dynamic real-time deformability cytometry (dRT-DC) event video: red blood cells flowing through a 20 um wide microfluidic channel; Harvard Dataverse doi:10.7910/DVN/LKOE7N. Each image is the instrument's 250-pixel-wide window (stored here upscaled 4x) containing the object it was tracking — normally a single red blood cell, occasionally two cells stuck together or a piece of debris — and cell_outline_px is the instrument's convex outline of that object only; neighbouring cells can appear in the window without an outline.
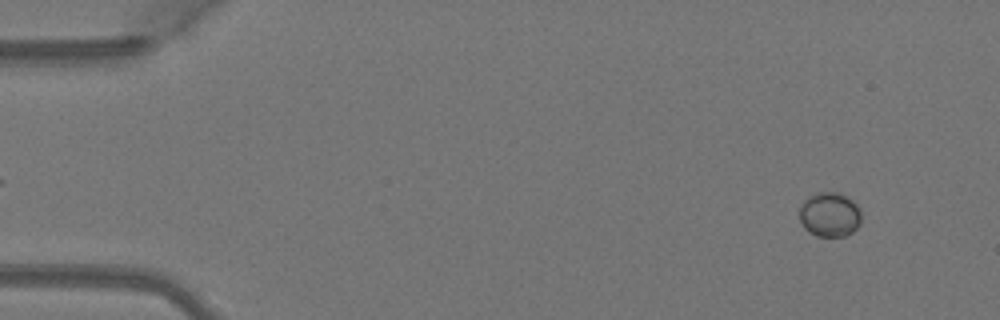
{"species": "Egyptian fruit bat (a non-hibernating species)", "species_latin": "Rousettus aegyptiacus", "temperature_condition": "warm", "stored_images_in_passage": 50, "camera_frame_rate_fps": 3000, "um_per_image_px": 0.085, "animal": {"sex": "female"}, "frame": {"image": 1, "passage_image": 4, "time_ms": 1.0, "image_size_px": [1000, 320], "cell_outline_px": [[860, 224], [852, 232], [844, 236], [816, 236], [808, 232], [804, 228], [800, 220], [800, 208], [804, 200], [808, 196], [816, 192], [840, 192], [848, 196], [860, 208]], "centroid_in_image_um": [70.52, 18.22], "position_along_channel_um": 14.5, "area_um2": 16.24}}
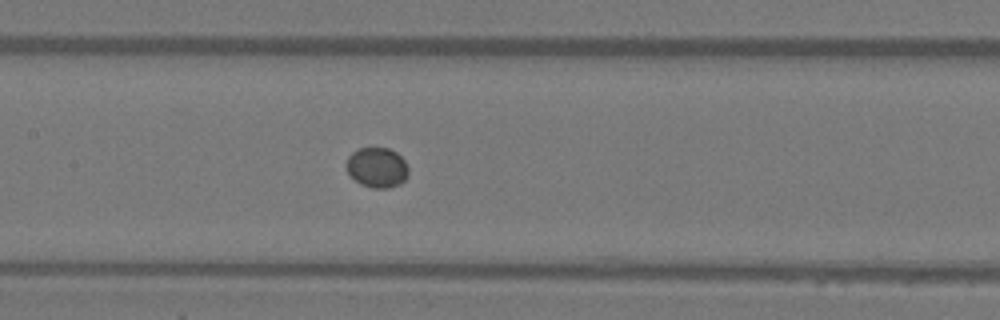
{"frame": {"image": 2, "passage_image": 24, "time_ms": 7.667, "image_size_px": [1000, 320], "cell_outline_px": [[408, 176], [400, 184], [388, 188], [372, 188], [360, 184], [348, 172], [348, 156], [352, 152], [360, 148], [388, 148], [396, 152], [404, 160], [408, 168]], "centroid_in_image_um": [32.08, 14.24], "position_along_channel_um": 175.3, "area_um2": 14.33}}
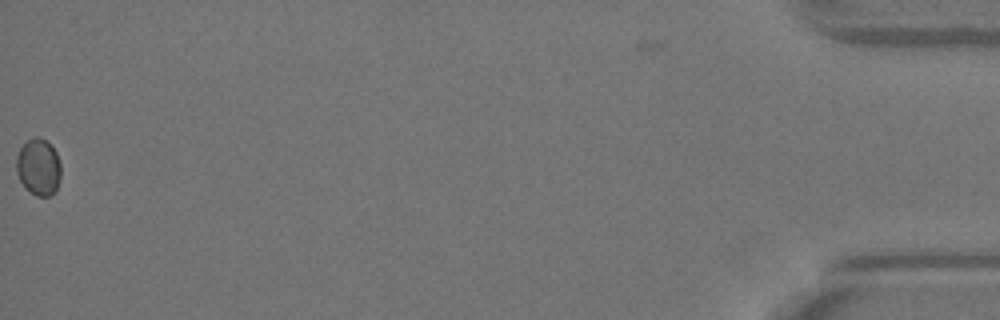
{"frame": {"image": 3, "passage_image": 50, "time_ms": 16.333, "image_size_px": [1000, 320], "cell_outline_px": [[60, 180], [56, 188], [48, 196], [36, 196], [20, 180], [16, 172], [16, 156], [20, 148], [28, 140], [36, 136], [40, 136], [56, 152], [60, 164]], "centroid_in_image_um": [3.26, 14.18], "position_along_channel_um": 431.9, "area_um2": 14.39}}